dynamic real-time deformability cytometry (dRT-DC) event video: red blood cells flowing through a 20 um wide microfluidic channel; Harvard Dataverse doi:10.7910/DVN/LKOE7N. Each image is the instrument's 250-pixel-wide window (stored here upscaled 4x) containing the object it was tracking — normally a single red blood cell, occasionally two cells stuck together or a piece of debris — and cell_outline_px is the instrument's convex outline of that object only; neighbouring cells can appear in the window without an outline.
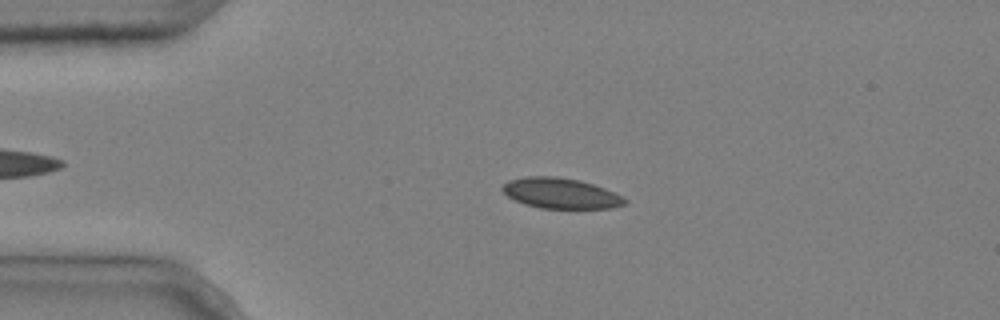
{"species": "common noctule bat (a hibernating species)", "species_latin": "Nyctalus noctula", "temperature_condition": "cold", "stored_images_in_passage": 5, "camera_frame_rate_fps": 3000, "um_per_image_px": 0.085, "animal": {"sex": "male", "body_mass_g": 20.4}, "frame": {"image": 1, "passage_image": 4, "time_ms": 1.0, "image_size_px": [1000, 320], "cell_outline_px": [[628, 204], [612, 208], [540, 208], [524, 204], [508, 196], [500, 188], [508, 180], [524, 176], [556, 176], [580, 180], [616, 192], [628, 200]], "centroid_in_image_um": [47.68, 16.42], "position_along_channel_um": 37.3, "area_um2": 21.91}}